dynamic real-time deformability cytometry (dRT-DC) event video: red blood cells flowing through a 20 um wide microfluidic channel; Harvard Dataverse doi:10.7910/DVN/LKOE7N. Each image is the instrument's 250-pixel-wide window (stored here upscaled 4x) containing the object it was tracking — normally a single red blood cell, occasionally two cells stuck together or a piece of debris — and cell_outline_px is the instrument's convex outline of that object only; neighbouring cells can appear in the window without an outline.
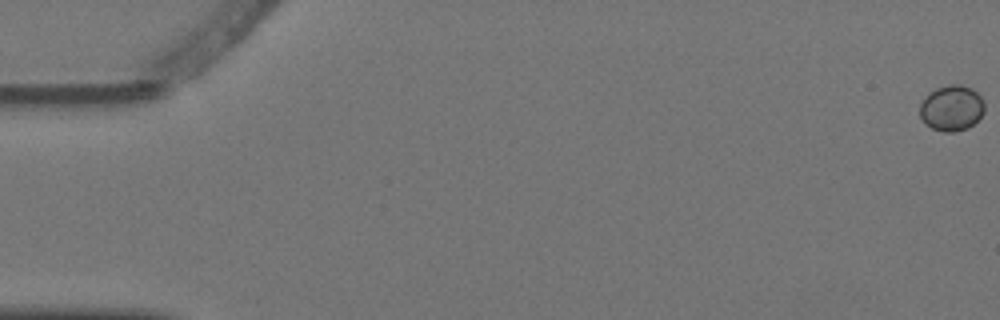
{"species": "Egyptian fruit bat (a non-hibernating species)", "species_latin": "Rousettus aegyptiacus", "temperature_condition": "warm", "stored_images_in_passage": 6, "camera_frame_rate_fps": 3000, "um_per_image_px": 0.085, "animal": {"sex": "female"}, "frame": {"image": 1, "passage_image": 1, "time_ms": 0.0, "image_size_px": [1000, 320], "cell_outline_px": [[984, 112], [968, 128], [952, 132], [944, 132], [932, 128], [924, 124], [920, 116], [920, 104], [924, 96], [936, 88], [948, 84], [960, 84], [972, 88], [980, 96], [984, 104]], "centroid_in_image_um": [80.86, 9.17], "position_along_channel_um": 4.1, "area_um2": 17.28}}